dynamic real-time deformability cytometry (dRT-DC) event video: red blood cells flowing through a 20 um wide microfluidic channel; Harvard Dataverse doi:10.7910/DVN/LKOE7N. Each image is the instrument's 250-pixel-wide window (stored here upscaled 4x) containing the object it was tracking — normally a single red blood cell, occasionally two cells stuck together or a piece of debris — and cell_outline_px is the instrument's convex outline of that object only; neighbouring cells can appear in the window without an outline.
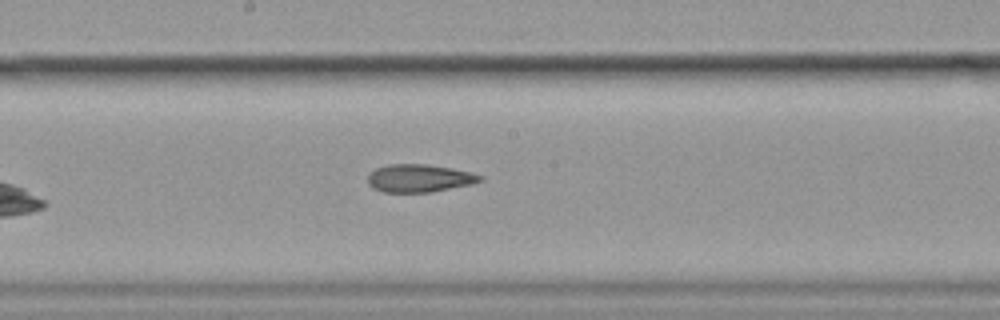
{"species": "common noctule bat (a hibernating species)", "species_latin": "Nyctalus noctula", "temperature_condition": "cold", "stored_images_in_passage": 8, "camera_frame_rate_fps": 3000, "um_per_image_px": 0.085, "animal": {"sex": "female", "body_mass_g": 19.9}, "frame": {"image": 1, "passage_image": 8, "time_ms": 2.333, "image_size_px": [1000, 320], "cell_outline_px": [[484, 180], [472, 184], [432, 192], [384, 192], [372, 188], [368, 184], [368, 172], [376, 168], [388, 164], [428, 164], [452, 168], [472, 172], [484, 176]], "centroid_in_image_um": [35.65, 15.14], "position_along_channel_um": 212.5, "area_um2": 18.5}}